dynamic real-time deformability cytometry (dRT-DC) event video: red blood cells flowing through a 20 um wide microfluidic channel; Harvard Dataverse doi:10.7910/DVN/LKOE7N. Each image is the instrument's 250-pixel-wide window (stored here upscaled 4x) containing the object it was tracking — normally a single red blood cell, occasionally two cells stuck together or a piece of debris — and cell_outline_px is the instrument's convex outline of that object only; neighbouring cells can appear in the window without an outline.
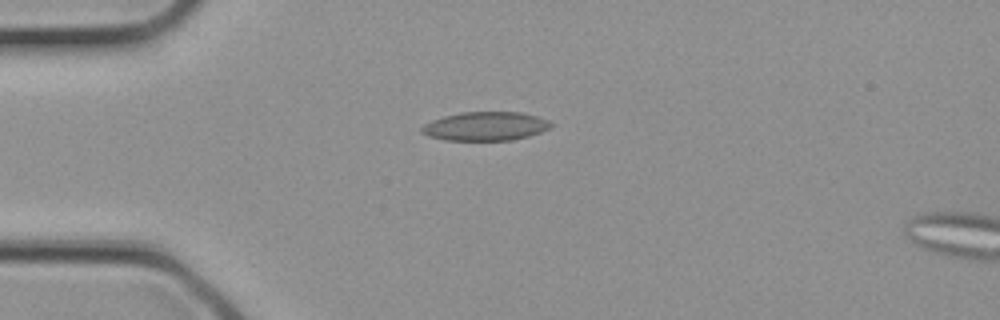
{"species": "common noctule bat (a hibernating species)", "species_latin": "Nyctalus noctula", "temperature_condition": "cold", "stored_images_in_passage": 3, "camera_frame_rate_fps": 3000, "um_per_image_px": 0.085, "animal": {"sex": "female", "body_mass_g": 21.9}, "frame": {"image": 1, "passage_image": 2, "time_ms": 0.333, "image_size_px": [1000, 320], "cell_outline_px": [[556, 124], [540, 132], [528, 136], [512, 140], [444, 140], [428, 136], [420, 132], [420, 128], [424, 124], [432, 120], [444, 116], [460, 112], [520, 112], [536, 116], [548, 120]], "centroid_in_image_um": [41.24, 10.73], "position_along_channel_um": 43.8, "area_um2": 21.73}}